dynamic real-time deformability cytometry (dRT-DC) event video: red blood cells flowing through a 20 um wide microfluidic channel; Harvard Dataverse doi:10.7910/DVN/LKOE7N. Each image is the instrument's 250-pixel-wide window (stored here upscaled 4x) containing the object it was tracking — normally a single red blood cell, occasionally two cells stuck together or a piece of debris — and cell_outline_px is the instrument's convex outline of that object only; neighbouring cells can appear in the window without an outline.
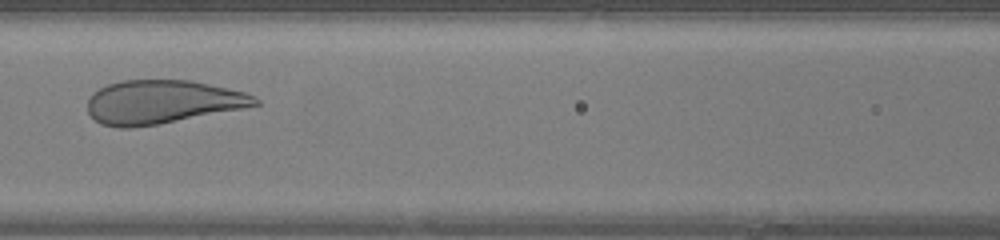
{"species": "human", "species_latin": "Homo sapiens", "temperature_condition": "warm", "stored_images_in_passage": 34, "camera_frame_rate_fps": 3000, "um_per_image_px": 0.085, "donor": {"sex": "female"}, "frame": {"image": 1, "passage_image": 16, "time_ms": 5.0, "image_size_px": [1000, 240], "cell_outline_px": [[260, 104], [240, 108], [156, 124], [132, 128], [120, 128], [100, 124], [88, 112], [88, 100], [92, 92], [108, 84], [120, 80], [192, 80], [244, 92], [256, 96], [260, 100]], "centroid_in_image_um": [13.74, 8.65], "position_along_channel_um": 152.9, "area_um2": 42.14}}
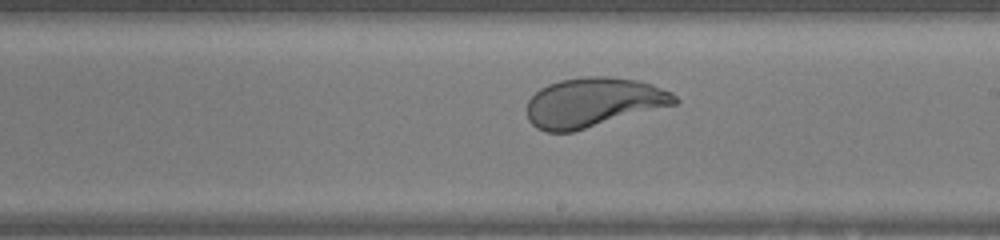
{"frame": {"image": 2, "passage_image": 22, "time_ms": 7.0, "image_size_px": [1000, 240], "cell_outline_px": [[680, 100], [676, 104], [572, 132], [544, 132], [536, 128], [528, 120], [528, 100], [540, 88], [548, 84], [560, 80], [584, 76], [608, 76], [636, 80], [652, 84], [672, 92]], "centroid_in_image_um": [50.43, 8.7], "position_along_channel_um": 238.6, "area_um2": 42.54}}
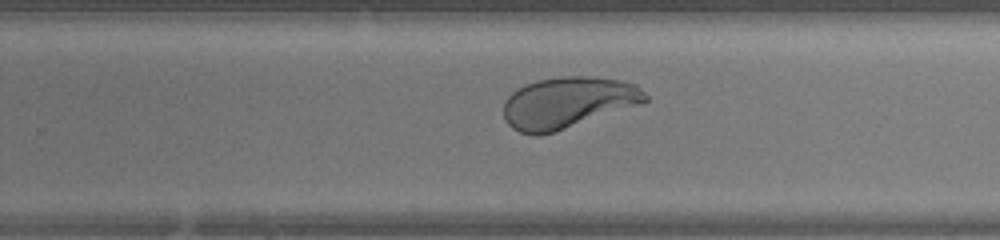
{"frame": {"image": 3, "passage_image": 25, "time_ms": 8.0, "image_size_px": [1000, 240], "cell_outline_px": [[648, 100], [644, 104], [540, 136], [536, 136], [520, 132], [512, 128], [504, 120], [504, 104], [508, 96], [516, 88], [524, 84], [536, 80], [560, 76], [588, 76], [620, 80], [636, 84], [648, 96]], "centroid_in_image_um": [48.27, 8.72], "position_along_channel_um": 281.5, "area_um2": 42.71}, "authors_computed_cell_mechanics": {"area_um2": 44.0147, "velocity_mm_per_s": 4.3138, "shape_relaxation_time_tau1_ms": 3.432, "shape_relaxation_time_tau2_ms": null, "deformation_change_tau1": 0.1662, "deformation_change_tau2": null}}